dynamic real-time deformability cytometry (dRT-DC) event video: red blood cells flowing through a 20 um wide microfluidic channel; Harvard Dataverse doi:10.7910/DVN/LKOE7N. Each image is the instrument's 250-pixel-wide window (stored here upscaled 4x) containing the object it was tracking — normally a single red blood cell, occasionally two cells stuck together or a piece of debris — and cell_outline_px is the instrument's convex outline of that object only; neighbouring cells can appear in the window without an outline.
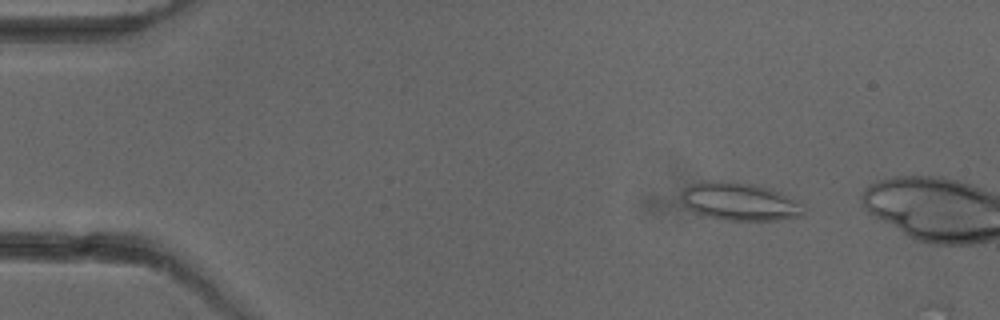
{"species": "common noctule bat (a hibernating species)", "species_latin": "Nyctalus noctula", "temperature_condition": "cold", "stored_images_in_passage": 3, "camera_frame_rate_fps": 3000, "um_per_image_px": 0.085, "animal": {"sex": "female"}, "frame": {"image": 1, "passage_image": 2, "time_ms": 1.333, "image_size_px": [1000, 320], "cell_outline_px": [[804, 212], [800, 216], [776, 220], [728, 220], [700, 216], [688, 208], [684, 204], [684, 188], [700, 180], [720, 180], [752, 184], [772, 188], [800, 200], [804, 204]], "centroid_in_image_um": [62.91, 17.12], "position_along_channel_um": 22.1, "area_um2": 27.4}}